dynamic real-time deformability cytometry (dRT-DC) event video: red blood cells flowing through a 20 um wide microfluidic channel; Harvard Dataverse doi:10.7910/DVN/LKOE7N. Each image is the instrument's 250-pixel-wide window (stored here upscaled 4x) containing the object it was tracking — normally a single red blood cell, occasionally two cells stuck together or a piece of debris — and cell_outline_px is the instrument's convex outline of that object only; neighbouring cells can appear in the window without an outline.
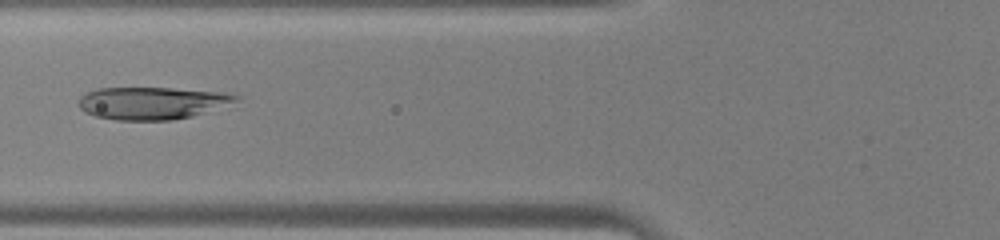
{"species": "human", "species_latin": "Homo sapiens", "temperature_condition": "warm", "stored_images_in_passage": 45, "camera_frame_rate_fps": 3000, "um_per_image_px": 0.085, "donor": {"sex": "male"}, "frame": {"image": 1, "passage_image": 18, "time_ms": 5.667, "image_size_px": [1000, 240], "cell_outline_px": [[240, 96], [236, 108], [172, 120], [116, 120], [96, 116], [84, 112], [76, 104], [80, 96], [96, 88], [172, 88], [228, 92]], "centroid_in_image_um": [13.12, 8.77], "position_along_channel_um": 112.7, "area_um2": 30.98}}
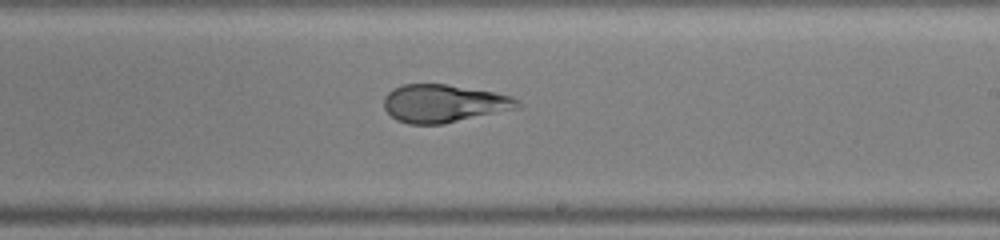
{"frame": {"image": 2, "passage_image": 27, "time_ms": 8.667, "image_size_px": [1000, 240], "cell_outline_px": [[524, 104], [520, 108], [444, 124], [408, 124], [396, 120], [384, 108], [384, 96], [392, 88], [404, 84], [444, 84], [492, 92], [512, 96], [520, 100]], "centroid_in_image_um": [37.75, 8.8], "position_along_channel_um": 251.3, "area_um2": 29.71}}
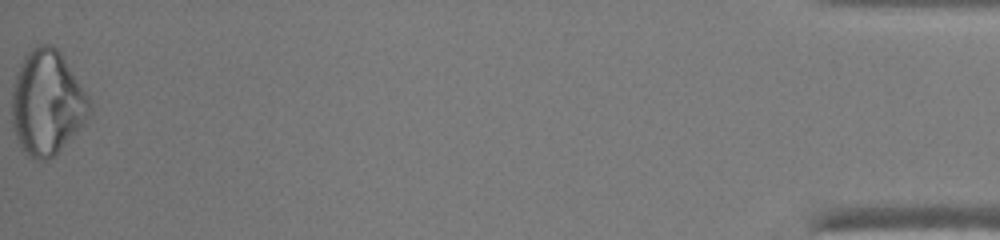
{"frame": {"image": 3, "passage_image": 45, "time_ms": 14.667, "image_size_px": [1000, 240], "cell_outline_px": [[92, 112], [84, 124], [48, 160], [36, 160], [24, 152], [20, 148], [12, 128], [12, 88], [20, 64], [24, 56], [32, 48], [40, 44], [52, 44], [60, 52], [88, 96], [92, 104]], "centroid_in_image_um": [3.99, 8.74], "position_along_channel_um": 431.2, "area_um2": 47.22}}